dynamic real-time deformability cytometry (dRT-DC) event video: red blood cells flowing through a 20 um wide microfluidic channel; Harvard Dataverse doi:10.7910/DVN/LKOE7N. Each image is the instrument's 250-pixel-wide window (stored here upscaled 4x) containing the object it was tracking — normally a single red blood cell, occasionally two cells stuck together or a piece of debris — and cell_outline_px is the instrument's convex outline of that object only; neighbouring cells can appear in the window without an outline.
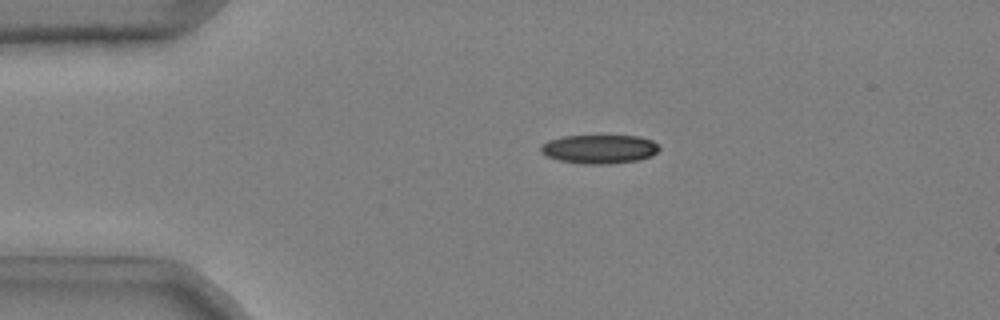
{"species": "common noctule bat (a hibernating species)", "species_latin": "Nyctalus noctula", "temperature_condition": "cold", "stored_images_in_passage": 49, "camera_frame_rate_fps": 3000, "um_per_image_px": 0.085, "animal": {"sex": "male", "body_mass_g": 20.4}, "frame": {"image": 1, "passage_image": 10, "time_ms": 3.0, "image_size_px": [1000, 320], "cell_outline_px": [[660, 148], [652, 156], [640, 160], [612, 164], [584, 164], [560, 160], [544, 156], [540, 152], [540, 144], [548, 140], [564, 136], [640, 136], [652, 140]], "centroid_in_image_um": [50.92, 12.68], "position_along_channel_um": 34.1, "area_um2": 20.11}}
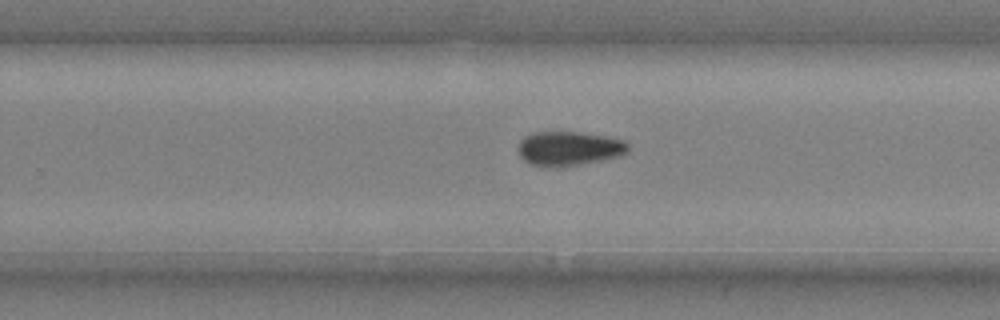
{"frame": {"image": 2, "passage_image": 33, "time_ms": 10.667, "image_size_px": [1000, 320], "cell_outline_px": [[628, 152], [620, 156], [580, 164], [552, 168], [528, 164], [520, 156], [516, 148], [520, 140], [524, 136], [532, 132], [580, 132], [604, 136], [624, 140], [628, 144]], "centroid_in_image_um": [48.3, 12.62], "position_along_channel_um": 281.5, "area_um2": 22.2}}
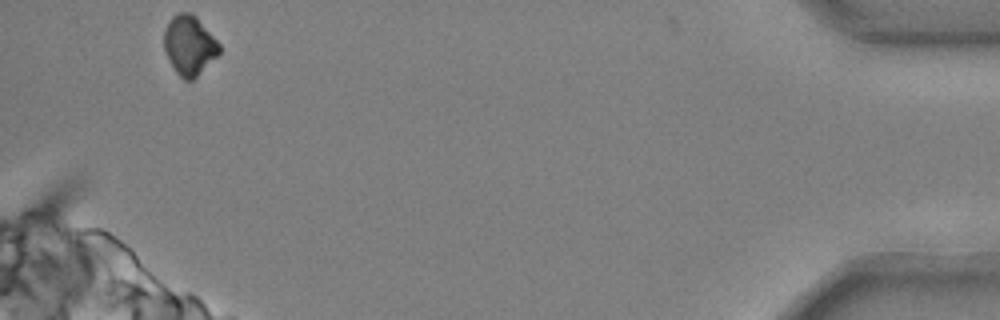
{"frame": {"image": 3, "passage_image": 49, "time_ms": 16.0, "image_size_px": [1000, 320], "cell_outline_px": [[220, 52], [192, 80], [184, 80], [176, 72], [168, 60], [164, 48], [164, 28], [168, 20], [172, 16], [180, 12], [192, 12], [196, 16], [220, 44]], "centroid_in_image_um": [16.06, 3.82], "position_along_channel_um": 419.1, "area_um2": 19.07}, "authors_computed_cell_mechanics": {"area_um2": 21.097, "velocity_mm_per_s": 3.7299, "shape_relaxation_time_tau1_ms": 4.3723, "shape_relaxation_time_tau2_ms": null, "deformation_change_tau1": 0.1045, "deformation_change_tau2": null}}